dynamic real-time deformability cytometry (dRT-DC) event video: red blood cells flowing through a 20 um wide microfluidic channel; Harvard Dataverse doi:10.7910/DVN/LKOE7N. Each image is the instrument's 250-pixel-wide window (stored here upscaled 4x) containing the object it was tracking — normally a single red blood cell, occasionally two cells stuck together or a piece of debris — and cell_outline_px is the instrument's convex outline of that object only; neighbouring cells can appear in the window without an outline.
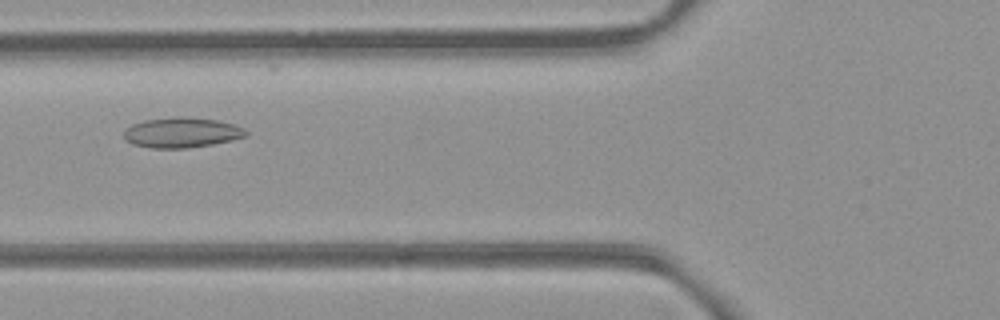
{"species": "common noctule bat (a hibernating species)", "species_latin": "Nyctalus noctula", "temperature_condition": "room temperature", "stored_images_in_passage": 51, "camera_frame_rate_fps": 3000, "um_per_image_px": 0.085, "animal": {"sex": "female", "body_mass_g": 21.9}, "frame": {"image": 1, "passage_image": 18, "time_ms": 5.667, "image_size_px": [1000, 320], "cell_outline_px": [[248, 136], [232, 140], [212, 144], [184, 148], [152, 148], [132, 144], [124, 140], [124, 128], [132, 124], [144, 120], [176, 116], [180, 116], [220, 120], [244, 128], [248, 132]], "centroid_in_image_um": [15.43, 11.26], "position_along_channel_um": 110.4, "area_um2": 21.68}}
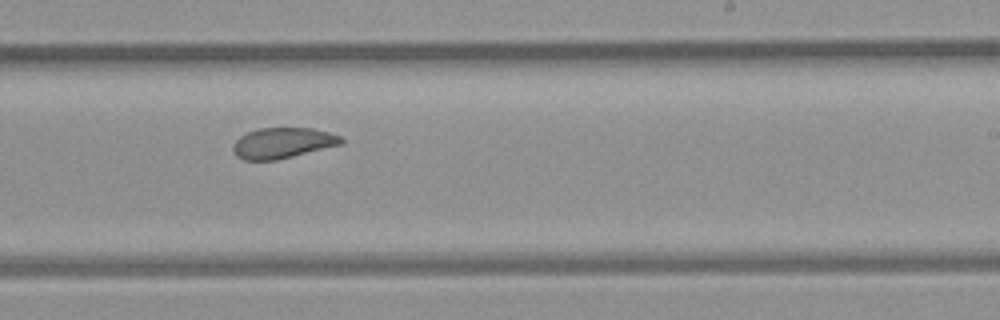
{"frame": {"image": 2, "passage_image": 30, "time_ms": 9.667, "image_size_px": [1000, 320], "cell_outline_px": [[344, 144], [276, 160], [244, 160], [236, 156], [232, 148], [232, 144], [240, 136], [248, 132], [260, 128], [312, 128], [328, 132], [340, 136], [344, 140]], "centroid_in_image_um": [24.03, 12.16], "position_along_channel_um": 265.0, "area_um2": 19.36}}
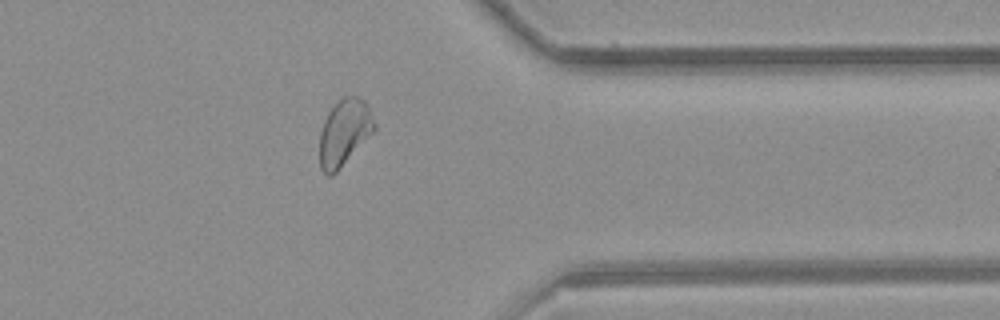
{"frame": {"image": 3, "passage_image": 40, "time_ms": 13.0, "image_size_px": [1000, 320], "cell_outline_px": [[376, 128], [340, 168], [332, 176], [328, 176], [320, 168], [320, 132], [324, 120], [332, 104], [344, 96], [356, 96], [364, 100], [376, 124]], "centroid_in_image_um": [29.24, 11.24], "position_along_channel_um": 382.2, "area_um2": 20.98}}